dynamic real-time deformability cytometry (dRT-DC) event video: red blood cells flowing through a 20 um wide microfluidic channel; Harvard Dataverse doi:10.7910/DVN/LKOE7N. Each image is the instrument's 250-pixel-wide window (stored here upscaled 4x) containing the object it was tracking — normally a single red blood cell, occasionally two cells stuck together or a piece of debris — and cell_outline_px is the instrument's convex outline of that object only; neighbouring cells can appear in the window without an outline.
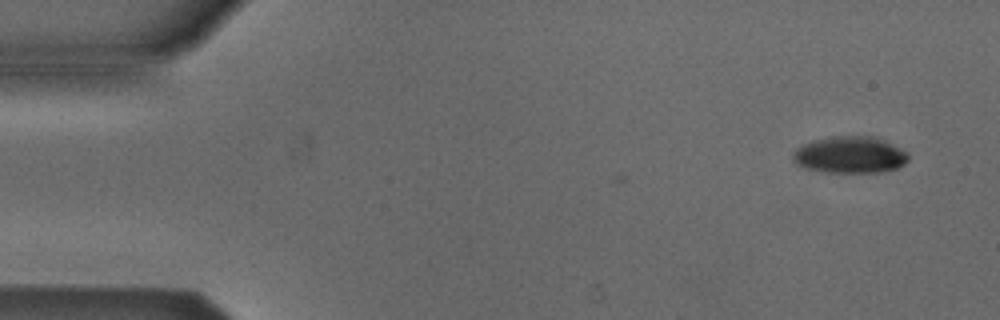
{"species": "Egyptian fruit bat (a non-hibernating species)", "species_latin": "Rousettus aegyptiacus", "temperature_condition": "cold", "stored_images_in_passage": 5, "camera_frame_rate_fps": 3000, "um_per_image_px": 0.085, "animal": {"sex": "male"}, "frame": {"image": 1, "passage_image": 2, "time_ms": 1.0, "image_size_px": [1000, 320], "cell_outline_px": [[908, 160], [904, 164], [896, 168], [880, 172], [824, 172], [808, 168], [796, 164], [792, 160], [792, 152], [796, 148], [812, 140], [832, 136], [872, 136], [892, 144], [908, 152]], "centroid_in_image_um": [72.22, 13.16], "position_along_channel_um": 12.8, "area_um2": 24.68}}
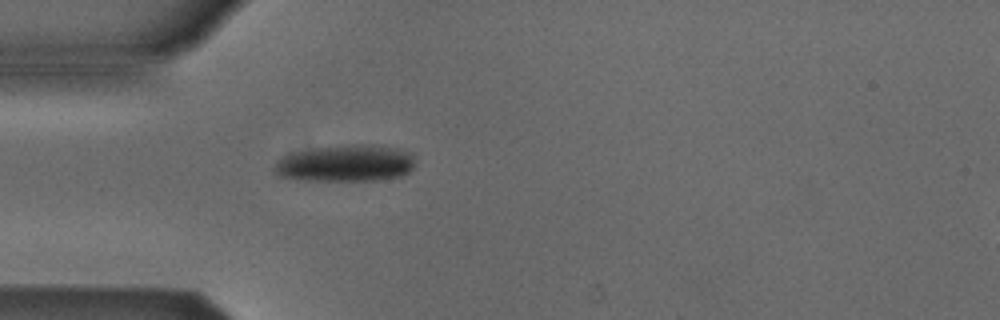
{"frame": {"image": 2, "passage_image": 5, "time_ms": 5.0, "image_size_px": [1000, 320], "cell_outline_px": [[416, 164], [408, 172], [400, 176], [376, 180], [300, 180], [276, 176], [272, 172], [272, 168], [276, 160], [284, 156], [316, 148], [356, 144], [372, 144], [400, 148], [412, 152]], "centroid_in_image_um": [29.39, 13.88], "position_along_channel_um": 55.6, "area_um2": 30.4}}